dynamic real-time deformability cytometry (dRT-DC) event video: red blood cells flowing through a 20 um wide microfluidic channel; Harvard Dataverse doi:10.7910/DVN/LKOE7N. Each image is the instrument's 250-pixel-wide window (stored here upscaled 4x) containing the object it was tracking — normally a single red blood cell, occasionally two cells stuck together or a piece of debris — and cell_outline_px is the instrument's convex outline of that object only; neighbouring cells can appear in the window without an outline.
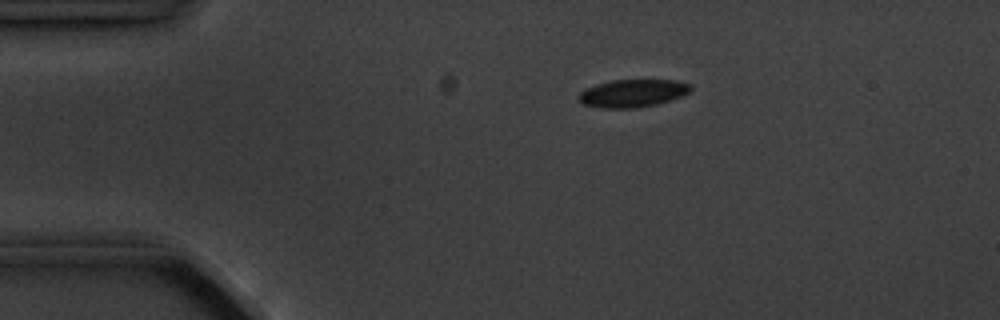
{"species": "common noctule bat (a hibernating species)", "species_latin": "Nyctalus noctula", "temperature_condition": "cold", "stored_images_in_passage": 15, "camera_frame_rate_fps": 3000, "um_per_image_px": 0.085, "animal": {"sex": "male", "body_mass_g": 20.1, "forearm_length_mm": 53.5}, "frame": {"image": 1, "passage_image": 3, "time_ms": 3.0, "image_size_px": [1000, 320], "cell_outline_px": [[692, 88], [688, 92], [680, 96], [656, 104], [636, 108], [604, 108], [584, 104], [576, 96], [584, 88], [596, 84], [612, 80], [676, 80], [688, 84]], "centroid_in_image_um": [53.72, 7.92], "position_along_channel_um": 31.3, "area_um2": 17.92}}
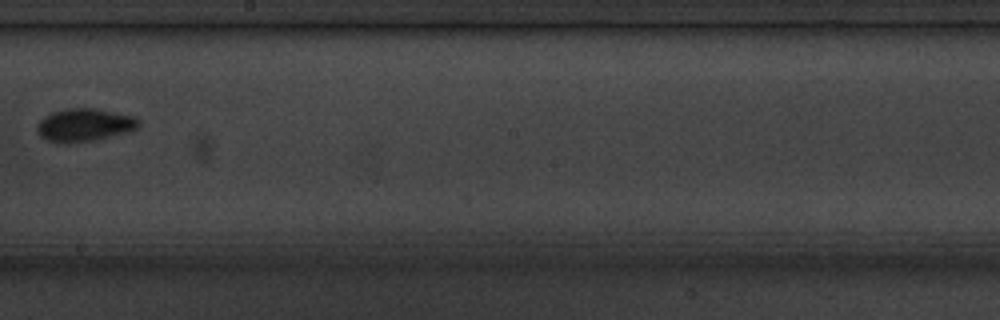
{"frame": {"image": 2, "passage_image": 9, "time_ms": 10.0, "image_size_px": [1000, 320], "cell_outline_px": [[140, 124], [136, 128], [128, 132], [92, 140], [48, 140], [40, 136], [36, 132], [36, 124], [44, 116], [52, 112], [64, 108], [96, 108], [136, 116], [140, 120]], "centroid_in_image_um": [7.2, 10.56], "position_along_channel_um": 241.0, "area_um2": 19.07}}
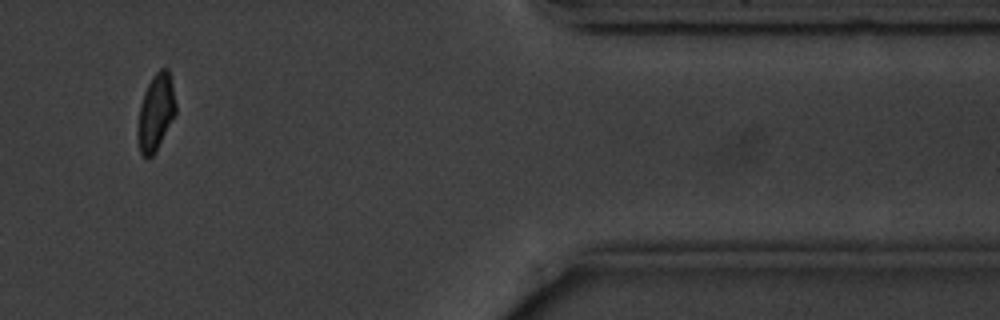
{"frame": {"image": 3, "passage_image": 13, "time_ms": 15.333, "image_size_px": [1000, 320], "cell_outline_px": [[176, 112], [156, 152], [148, 160], [140, 156], [136, 140], [136, 128], [140, 104], [144, 92], [152, 76], [160, 68], [168, 68], [172, 84], [176, 104]], "centroid_in_image_um": [13.2, 9.62], "position_along_channel_um": 398.2, "area_um2": 17.46}, "authors_computed_cell_mechanics": {"area_um2": 17.918, "velocity_mm_per_s": 3.6237, "shape_relaxation_time_tau1_ms": 6.3219, "shape_relaxation_time_tau2_ms": 0.6746, "deformation_change_tau1": 0.1587, "deformation_change_tau2": 0.0651}}